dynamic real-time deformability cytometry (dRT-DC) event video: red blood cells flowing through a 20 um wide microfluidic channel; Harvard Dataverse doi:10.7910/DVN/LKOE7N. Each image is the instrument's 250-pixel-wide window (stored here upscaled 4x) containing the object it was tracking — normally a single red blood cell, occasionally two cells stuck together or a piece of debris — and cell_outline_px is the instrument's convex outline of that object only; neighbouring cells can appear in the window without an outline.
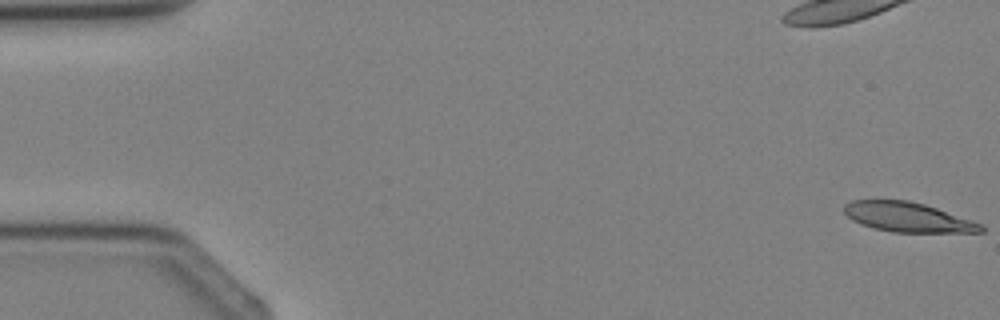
{"species": "Egyptian fruit bat (a non-hibernating species)", "species_latin": "Rousettus aegyptiacus", "temperature_condition": "cold", "stored_images_in_passage": 4, "camera_frame_rate_fps": 3000, "um_per_image_px": 0.085, "animal": {"sex": "female"}, "frame": {"image": 1, "passage_image": 1, "time_ms": 0.0, "image_size_px": [1000, 320], "cell_outline_px": [[984, 232], [892, 232], [872, 228], [860, 224], [852, 220], [844, 212], [844, 204], [852, 200], [908, 200], [924, 204], [984, 224]], "centroid_in_image_um": [77.15, 18.46], "position_along_channel_um": 7.8, "area_um2": 23.64}}